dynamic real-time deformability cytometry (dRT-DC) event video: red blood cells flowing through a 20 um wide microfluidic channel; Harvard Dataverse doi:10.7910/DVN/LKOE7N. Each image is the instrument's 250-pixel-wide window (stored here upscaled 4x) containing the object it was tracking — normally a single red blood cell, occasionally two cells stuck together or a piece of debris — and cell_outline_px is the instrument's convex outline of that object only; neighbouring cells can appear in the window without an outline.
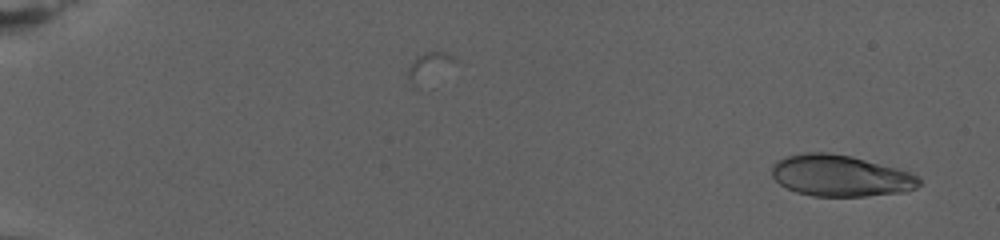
{"species": "human", "species_latin": "Homo sapiens", "temperature_condition": "warm", "stored_images_in_passage": 76, "camera_frame_rate_fps": 3000, "um_per_image_px": 0.085, "donor": {"sex": "female"}, "frame": {"image": 1, "passage_image": 4, "time_ms": 1.0, "image_size_px": [1000, 240], "cell_outline_px": [[920, 184], [916, 188], [904, 192], [864, 196], [812, 196], [796, 192], [780, 184], [772, 176], [772, 164], [776, 160], [788, 156], [808, 152], [828, 152], [852, 156], [896, 168], [908, 172], [916, 176], [920, 180]], "centroid_in_image_um": [71.41, 14.94], "position_along_channel_um": 13.6, "area_um2": 35.37}}
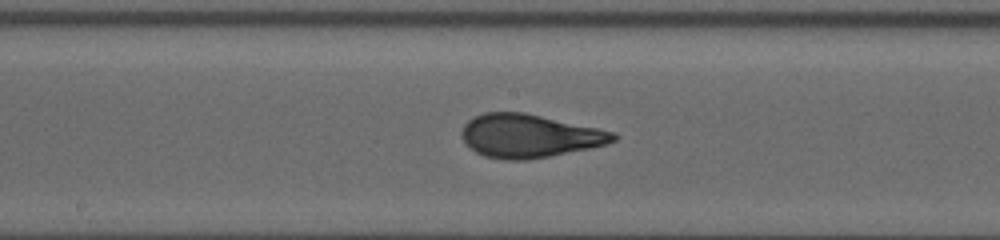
{"frame": {"image": 2, "passage_image": 43, "time_ms": 14.0, "image_size_px": [1000, 240], "cell_outline_px": [[620, 136], [616, 140], [608, 144], [592, 148], [528, 160], [504, 160], [484, 156], [476, 152], [464, 144], [460, 136], [464, 124], [468, 120], [484, 112], [524, 112], [616, 132]], "centroid_in_image_um": [44.99, 11.56], "position_along_channel_um": 203.2, "area_um2": 38.61}}
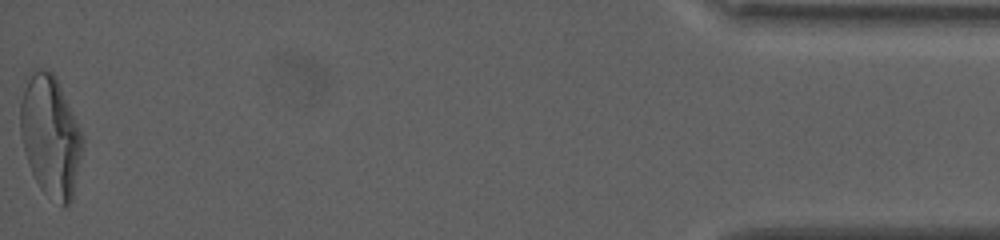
{"frame": {"image": 3, "passage_image": 76, "time_ms": 25.0, "image_size_px": [1000, 240], "cell_outline_px": [[84, 144], [72, 200], [68, 204], [60, 204], [44, 192], [40, 188], [28, 164], [24, 152], [20, 132], [20, 104], [24, 88], [32, 68], [48, 68], [56, 76], [84, 136]], "centroid_in_image_um": [4.29, 11.52], "position_along_channel_um": 430.9, "area_um2": 44.1}, "authors_computed_cell_mechanics": {"area_um2": 37.2232, "velocity_mm_per_s": 2.8187, "shape_relaxation_time_tau1_ms": 6.6579, "shape_relaxation_time_tau2_ms": null, "deformation_change_tau1": 0.2444, "deformation_change_tau2": null}}